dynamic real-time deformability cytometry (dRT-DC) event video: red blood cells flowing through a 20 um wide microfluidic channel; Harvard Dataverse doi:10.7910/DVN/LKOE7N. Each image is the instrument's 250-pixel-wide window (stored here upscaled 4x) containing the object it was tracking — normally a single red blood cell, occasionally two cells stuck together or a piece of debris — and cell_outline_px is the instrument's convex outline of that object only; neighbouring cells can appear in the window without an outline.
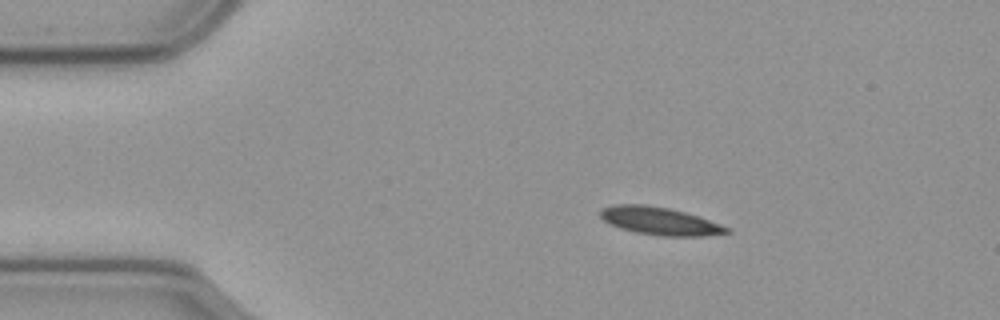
{"species": "common noctule bat (a hibernating species)", "species_latin": "Nyctalus noctula", "temperature_condition": "cold", "stored_images_in_passage": 48, "camera_frame_rate_fps": 3000, "um_per_image_px": 0.085, "animal": {"sex": "male", "body_mass_g": 23.1, "forearm_length_mm": 52.7}, "frame": {"image": 1, "passage_image": 1, "time_ms": 0.0, "image_size_px": [1000, 320], "cell_outline_px": [[732, 232], [704, 236], [664, 236], [636, 232], [620, 228], [608, 224], [600, 216], [600, 208], [612, 204], [644, 204], [668, 208], [684, 212], [732, 228]], "centroid_in_image_um": [56.05, 18.78], "position_along_channel_um": 28.9, "area_um2": 20.46}}
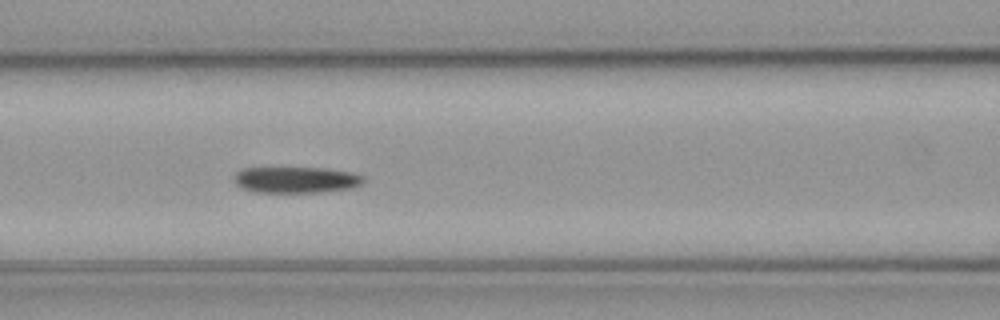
{"frame": {"image": 2, "passage_image": 15, "time_ms": 4.667, "image_size_px": [1000, 320], "cell_outline_px": [[364, 180], [360, 184], [352, 188], [320, 192], [256, 192], [240, 188], [236, 184], [236, 172], [244, 168], [328, 168], [352, 172], [364, 176]], "centroid_in_image_um": [25.19, 15.28], "position_along_channel_um": 141.4, "area_um2": 19.71}}
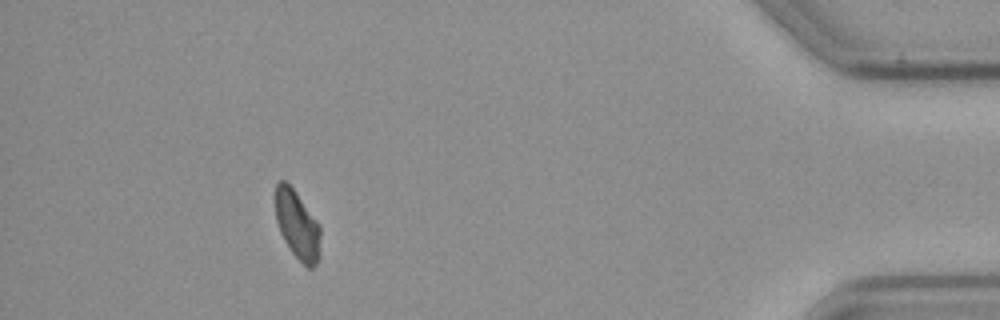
{"frame": {"image": 3, "passage_image": 43, "time_ms": 14.0, "image_size_px": [1000, 320], "cell_outline_px": [[320, 256], [316, 264], [312, 268], [308, 268], [292, 252], [284, 240], [280, 232], [276, 220], [276, 184], [280, 180], [284, 180], [296, 192], [316, 220], [320, 228]], "centroid_in_image_um": [25.28, 19.14], "position_along_channel_um": 409.9, "area_um2": 17.74}, "authors_computed_cell_mechanics": {"area_um2": 20.1144, "velocity_mm_per_s": 3.5566, "shape_relaxation_time_tau1_ms": 5.882, "shape_relaxation_time_tau2_ms": null, "deformation_change_tau1": 0.1132, "deformation_change_tau2": null}}